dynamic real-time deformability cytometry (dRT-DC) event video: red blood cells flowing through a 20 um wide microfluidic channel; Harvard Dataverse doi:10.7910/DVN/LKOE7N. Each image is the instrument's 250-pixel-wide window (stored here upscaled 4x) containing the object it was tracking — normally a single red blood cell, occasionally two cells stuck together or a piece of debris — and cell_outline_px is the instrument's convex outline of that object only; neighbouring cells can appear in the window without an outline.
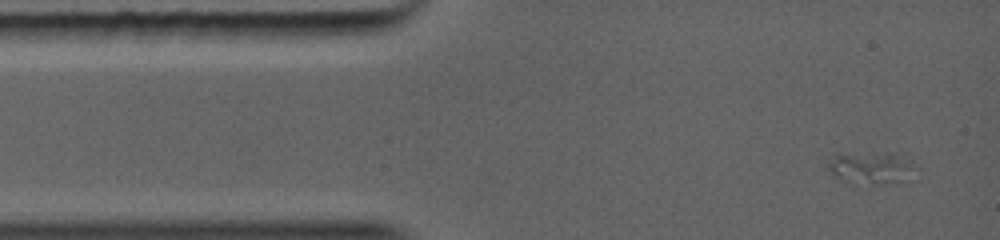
{"species": "common noctule bat (a hibernating species)", "species_latin": "Nyctalus noctula", "temperature_condition": "warm", "stored_images_in_passage": 7, "camera_frame_rate_fps": 5000, "um_per_image_px": 0.085, "animal": {"sex": "female", "body_mass_g": 19.0, "forearm_length_mm": 56.7}, "frame": {"image": 1, "passage_image": 1, "time_ms": 0.0, "image_size_px": [1000, 240], "cell_outline_px": [[920, 180], [852, 188], [832, 176], [824, 168], [824, 156], [888, 152], [892, 152], [912, 160], [920, 168]], "centroid_in_image_um": [74.1, 14.37], "position_along_channel_um": 10.9, "area_um2": 19.02}}